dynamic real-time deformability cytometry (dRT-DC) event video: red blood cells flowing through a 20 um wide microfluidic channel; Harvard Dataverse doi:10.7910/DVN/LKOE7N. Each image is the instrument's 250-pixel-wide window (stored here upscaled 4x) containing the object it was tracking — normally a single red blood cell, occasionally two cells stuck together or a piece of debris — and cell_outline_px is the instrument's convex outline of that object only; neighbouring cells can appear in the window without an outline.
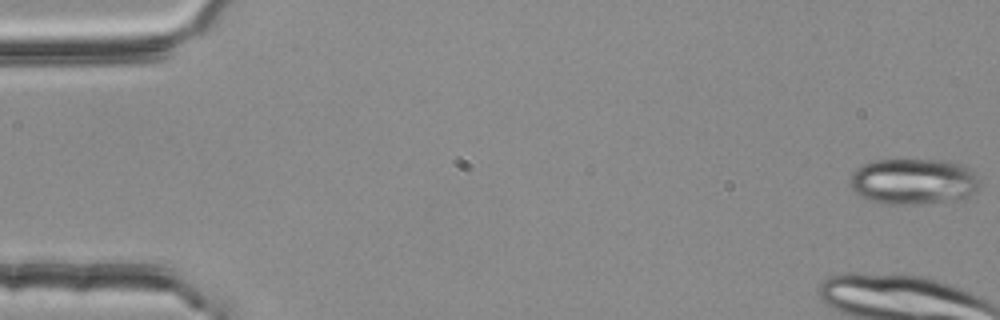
{"species": "common noctule bat (a hibernating species)", "species_latin": "Nyctalus noctula", "temperature_condition": "room temperature", "stored_images_in_passage": 17, "camera_frame_rate_fps": 3000, "um_per_image_px": 0.085, "animal": {"sex": "female", "body_mass_g": 25.1}, "frame": {"image": 1, "passage_image": 1, "time_ms": 0.0, "image_size_px": [1000, 320], "cell_outline_px": [[976, 192], [968, 196], [956, 200], [908, 204], [884, 204], [868, 200], [856, 192], [848, 184], [852, 172], [856, 168], [864, 164], [876, 160], [944, 160], [964, 164], [976, 176]], "centroid_in_image_um": [77.59, 15.42], "position_along_channel_um": 7.4, "area_um2": 34.56}}